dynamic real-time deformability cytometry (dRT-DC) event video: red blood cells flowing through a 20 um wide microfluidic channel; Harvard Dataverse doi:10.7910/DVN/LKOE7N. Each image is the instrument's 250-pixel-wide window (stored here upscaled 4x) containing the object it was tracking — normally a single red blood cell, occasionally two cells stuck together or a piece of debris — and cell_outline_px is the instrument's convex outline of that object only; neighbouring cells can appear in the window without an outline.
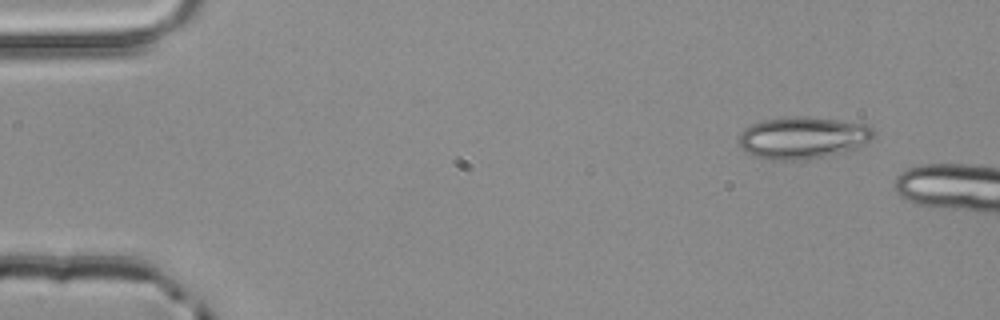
{"species": "common noctule bat (a hibernating species)", "species_latin": "Nyctalus noctula", "temperature_condition": "room temperature", "stored_images_in_passage": 4, "camera_frame_rate_fps": 3000, "um_per_image_px": 0.085, "animal": {"sex": "male", "body_mass_g": 20.4}, "frame": {"image": 1, "passage_image": 1, "time_ms": 0.0, "image_size_px": [1000, 320], "cell_outline_px": [[876, 136], [868, 144], [848, 152], [804, 160], [764, 160], [744, 152], [740, 148], [740, 132], [744, 128], [752, 124], [764, 120], [788, 116], [804, 116], [868, 124], [876, 132]], "centroid_in_image_um": [68.28, 11.72], "position_along_channel_um": 16.7, "area_um2": 33.81}}